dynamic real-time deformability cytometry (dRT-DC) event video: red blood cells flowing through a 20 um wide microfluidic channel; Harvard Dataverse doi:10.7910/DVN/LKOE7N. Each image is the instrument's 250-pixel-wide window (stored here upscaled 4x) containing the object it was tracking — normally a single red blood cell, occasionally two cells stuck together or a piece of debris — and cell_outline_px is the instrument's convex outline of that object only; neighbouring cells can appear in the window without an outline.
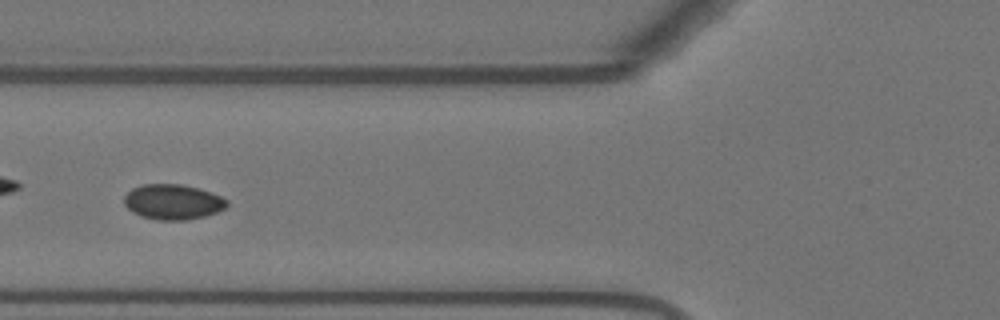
{"species": "Egyptian fruit bat (a non-hibernating species)", "species_latin": "Rousettus aegyptiacus", "temperature_condition": "warm", "stored_images_in_passage": 55, "camera_frame_rate_fps": 3000, "um_per_image_px": 0.085, "animal": {"sex": "female"}, "frame": {"image": 1, "passage_image": 21, "time_ms": 6.667, "image_size_px": [1000, 320], "cell_outline_px": [[228, 204], [224, 208], [216, 212], [204, 216], [188, 220], [160, 220], [140, 216], [132, 212], [124, 204], [124, 196], [132, 188], [144, 184], [180, 184], [200, 188], [220, 196], [228, 200]], "centroid_in_image_um": [14.68, 17.16], "position_along_channel_um": 111.1, "area_um2": 21.1}}
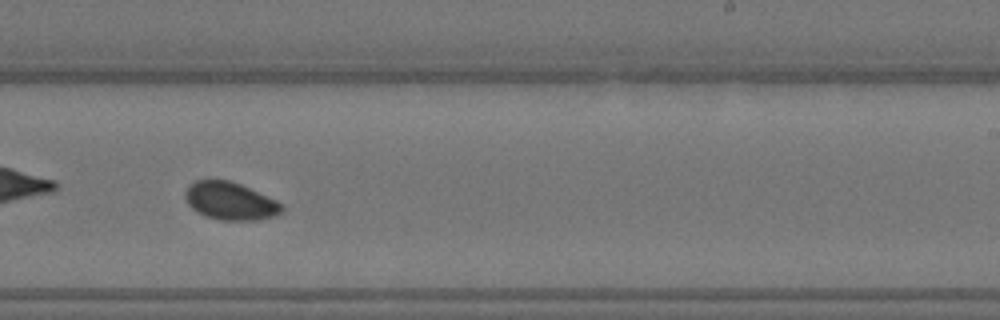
{"frame": {"image": 2, "passage_image": 34, "time_ms": 11.0, "image_size_px": [1000, 320], "cell_outline_px": [[284, 208], [276, 216], [256, 220], [220, 220], [204, 216], [196, 212], [188, 204], [184, 196], [184, 192], [188, 184], [196, 180], [228, 180], [240, 184], [276, 200], [284, 204]], "centroid_in_image_um": [19.54, 17.09], "position_along_channel_um": 269.5, "area_um2": 21.39}}
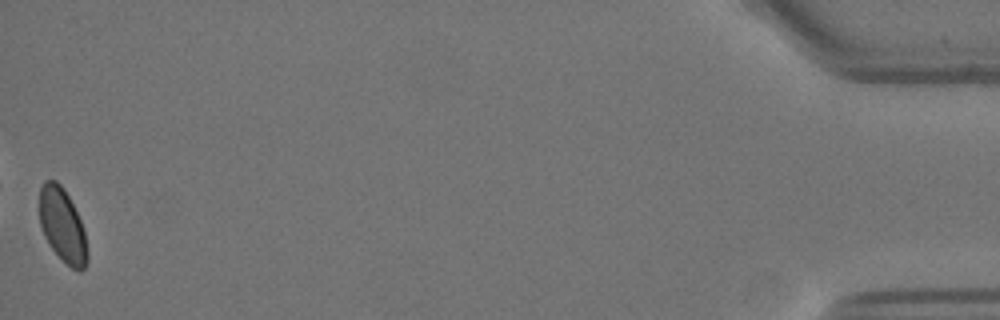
{"frame": {"image": 3, "passage_image": 55, "time_ms": 18.0, "image_size_px": [1000, 320], "cell_outline_px": [[88, 260], [84, 268], [80, 272], [72, 268], [48, 244], [44, 236], [40, 224], [40, 188], [44, 180], [56, 180], [64, 188], [80, 220], [84, 232], [88, 252]], "centroid_in_image_um": [5.31, 19.15], "position_along_channel_um": 429.9, "area_um2": 20.35}, "authors_computed_cell_mechanics": {"area_um2": 21.097, "velocity_mm_per_s": 3.6628, "shape_relaxation_time_tau1_ms": 3.3221, "shape_relaxation_time_tau2_ms": 3.8692, "deformation_change_tau1": 0.0396, "deformation_change_tau2": 0.0501}}